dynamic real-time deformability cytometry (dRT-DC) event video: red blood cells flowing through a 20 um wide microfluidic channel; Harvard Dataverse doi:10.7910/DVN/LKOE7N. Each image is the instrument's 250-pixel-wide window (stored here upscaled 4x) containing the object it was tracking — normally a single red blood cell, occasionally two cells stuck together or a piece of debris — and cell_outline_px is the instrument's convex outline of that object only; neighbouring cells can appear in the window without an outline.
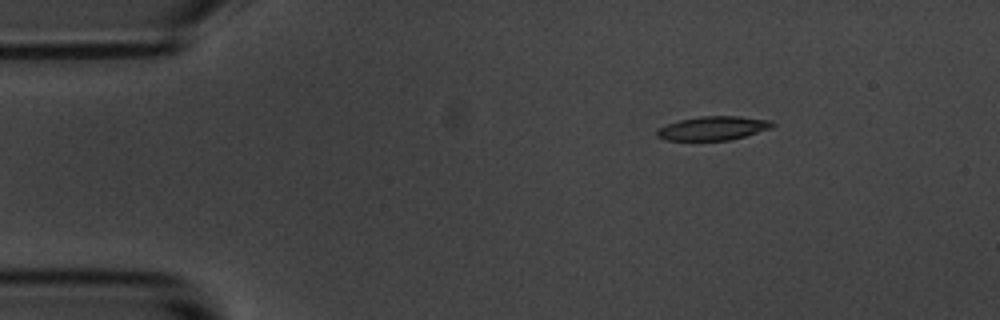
{"species": "common noctule bat (a hibernating species)", "species_latin": "Nyctalus noctula", "temperature_condition": "room temperature", "stored_images_in_passage": 47, "camera_frame_rate_fps": 3000, "um_per_image_px": 0.085, "animal": {"sex": "male", "body_mass_g": 20.1, "forearm_length_mm": 53.5}, "frame": {"image": 1, "passage_image": 1, "time_ms": 0.0, "image_size_px": [1000, 320], "cell_outline_px": [[776, 124], [772, 128], [744, 136], [728, 140], [664, 140], [656, 136], [656, 128], [680, 120], [700, 116], [740, 116], [772, 120]], "centroid_in_image_um": [60.61, 10.89], "position_along_channel_um": 24.4, "area_um2": 16.13}}
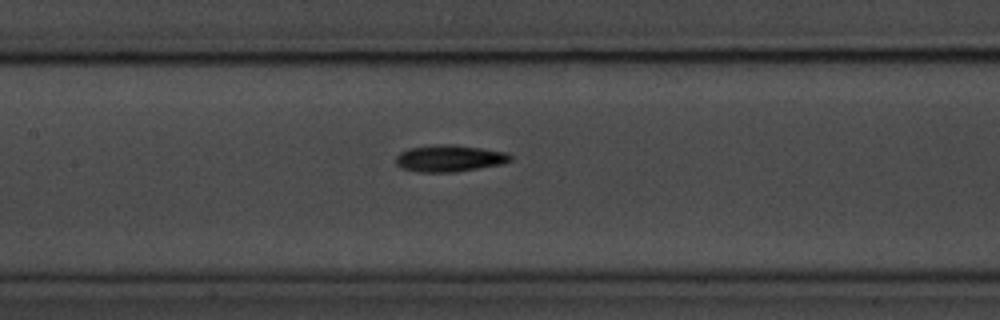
{"frame": {"image": 2, "passage_image": 18, "time_ms": 5.667, "image_size_px": [1000, 320], "cell_outline_px": [[512, 160], [500, 164], [456, 172], [420, 172], [400, 168], [396, 164], [396, 156], [400, 152], [408, 148], [436, 144], [452, 144], [508, 152], [512, 156]], "centroid_in_image_um": [38.18, 13.45], "position_along_channel_um": 169.2, "area_um2": 17.92}}
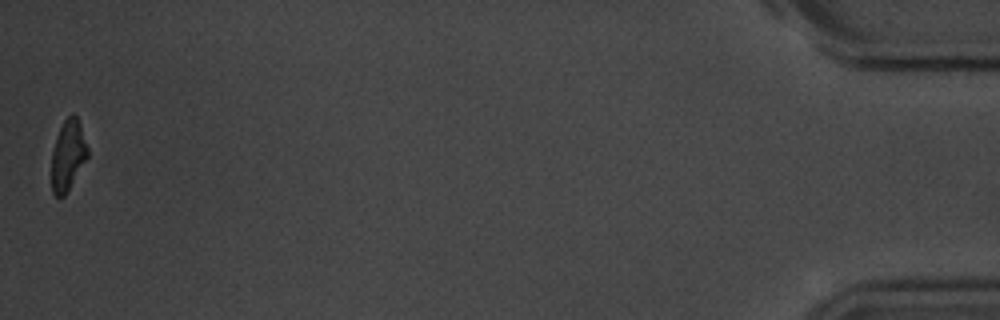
{"frame": {"image": 3, "passage_image": 47, "time_ms": 15.333, "image_size_px": [1000, 320], "cell_outline_px": [[88, 156], [64, 196], [56, 196], [52, 192], [52, 152], [56, 136], [64, 120], [72, 112], [76, 116], [80, 124], [88, 148]], "centroid_in_image_um": [5.77, 13.17], "position_along_channel_um": 429.4, "area_um2": 14.57}, "authors_computed_cell_mechanics": {"area_um2": 16.762, "velocity_mm_per_s": 3.6846, "shape_relaxation_time_tau1_ms": 3.1349, "shape_relaxation_time_tau2_ms": 6.4285, "deformation_change_tau1": 0.1189, "deformation_change_tau2": 0.1376}}